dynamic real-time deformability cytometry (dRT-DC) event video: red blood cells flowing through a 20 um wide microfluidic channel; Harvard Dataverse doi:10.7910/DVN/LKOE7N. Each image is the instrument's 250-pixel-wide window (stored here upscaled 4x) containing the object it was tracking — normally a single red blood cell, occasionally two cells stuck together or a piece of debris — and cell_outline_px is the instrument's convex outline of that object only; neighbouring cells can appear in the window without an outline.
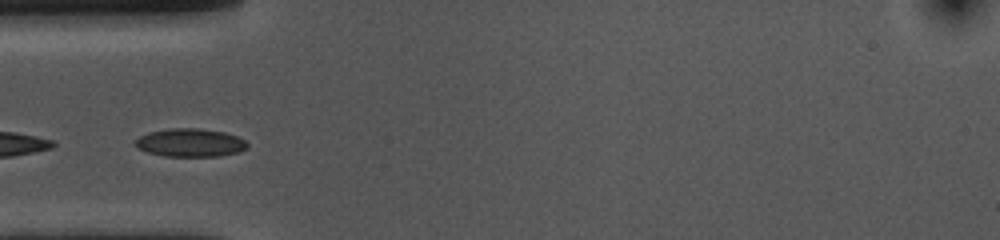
{"species": "common noctule bat (a hibernating species)", "species_latin": "Nyctalus noctula", "temperature_condition": "cold", "stored_images_in_passage": 19, "segment_of_instrument_passage": [2, 2], "camera_frame_rate_fps": 3000, "um_per_image_px": 0.085, "animal": {"sex": "female", "body_mass_g": 10.0, "forearm_length_mm": 53.1}, "frame": {"image": 1, "passage_image": 13, "time_ms": 4.0, "image_size_px": [1000, 240], "cell_outline_px": [[248, 148], [240, 152], [220, 156], [164, 156], [148, 152], [136, 148], [136, 140], [140, 136], [148, 132], [168, 128], [200, 128], [224, 132], [236, 136], [244, 140], [248, 144]], "centroid_in_image_um": [16.18, 12.13], "position_along_channel_um": 68.8, "area_um2": 18.5}}